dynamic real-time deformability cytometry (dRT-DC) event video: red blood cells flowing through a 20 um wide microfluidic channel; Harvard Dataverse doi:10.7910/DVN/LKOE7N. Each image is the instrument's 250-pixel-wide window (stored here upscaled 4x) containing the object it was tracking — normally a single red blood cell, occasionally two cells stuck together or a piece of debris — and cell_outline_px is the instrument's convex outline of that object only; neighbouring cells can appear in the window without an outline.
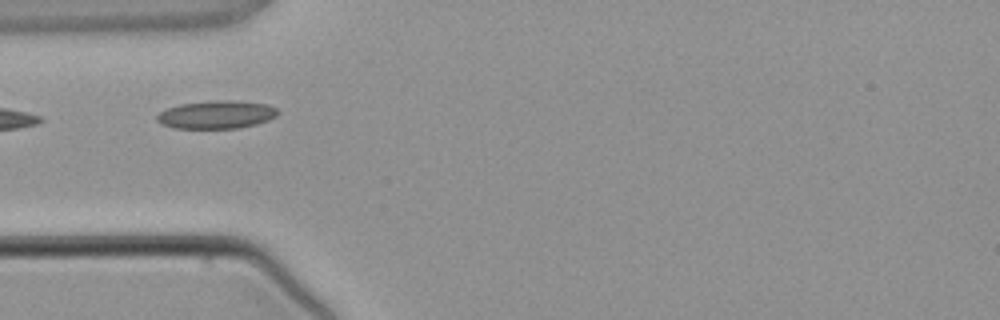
{"species": "common noctule bat (a hibernating species)", "species_latin": "Nyctalus noctula", "temperature_condition": "warm", "stored_images_in_passage": 3, "camera_frame_rate_fps": 3000, "um_per_image_px": 0.085, "animal": {"sex": "male", "body_mass_g": 21.5, "forearm_length_mm": 52.0}, "frame": {"image": 1, "passage_image": 2, "time_ms": 1.333, "image_size_px": [1000, 320], "cell_outline_px": [[280, 112], [276, 116], [268, 120], [256, 124], [240, 128], [172, 128], [160, 124], [156, 120], [156, 116], [160, 112], [168, 108], [180, 104], [216, 100], [228, 100], [268, 104], [276, 108]], "centroid_in_image_um": [18.39, 9.75], "position_along_channel_um": 66.6, "area_um2": 19.77}}
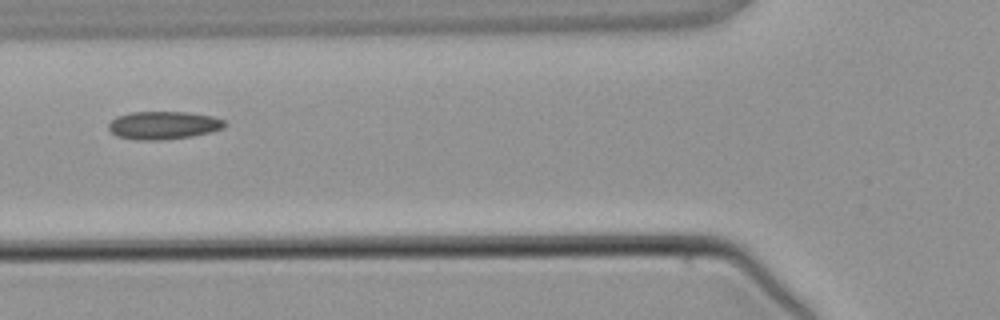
{"frame": {"image": 2, "passage_image": 3, "time_ms": 2.333, "image_size_px": [1000, 320], "cell_outline_px": [[228, 124], [224, 128], [192, 136], [164, 140], [136, 140], [116, 136], [108, 128], [108, 124], [116, 116], [132, 112], [188, 112], [212, 116], [224, 120]], "centroid_in_image_um": [13.89, 10.65], "position_along_channel_um": 111.9, "area_um2": 19.02}}